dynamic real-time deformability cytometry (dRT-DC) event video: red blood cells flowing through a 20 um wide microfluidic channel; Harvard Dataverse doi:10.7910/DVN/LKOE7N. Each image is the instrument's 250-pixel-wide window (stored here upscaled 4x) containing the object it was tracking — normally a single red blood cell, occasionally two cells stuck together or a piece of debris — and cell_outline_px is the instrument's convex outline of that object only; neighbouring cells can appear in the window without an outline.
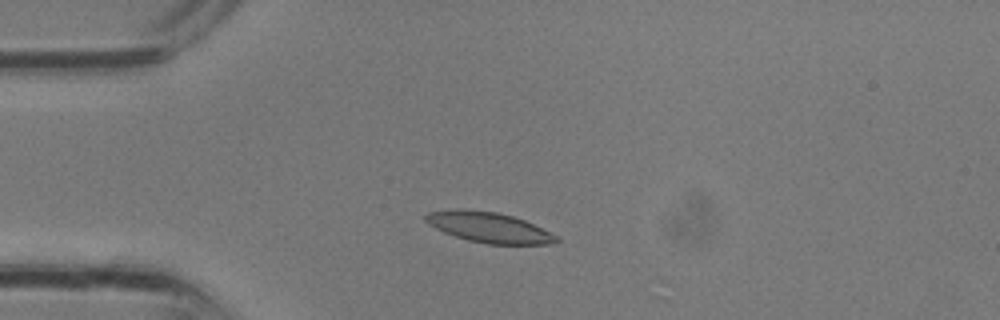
{"species": "common noctule bat (a hibernating species)", "species_latin": "Nyctalus noctula", "temperature_condition": "room temperature", "stored_images_in_passage": 2, "camera_frame_rate_fps": 3000, "um_per_image_px": 0.085, "animal": {"sex": "male", "body_mass_g": 13.3}, "frame": {"image": 1, "passage_image": 2, "time_ms": 0.333, "image_size_px": [1000, 320], "cell_outline_px": [[560, 240], [552, 244], [488, 244], [468, 240], [444, 232], [428, 224], [424, 220], [424, 216], [428, 212], [460, 208], [464, 208], [496, 212], [512, 216], [524, 220], [556, 236]], "centroid_in_image_um": [41.51, 19.31], "position_along_channel_um": 43.5, "area_um2": 22.95}}